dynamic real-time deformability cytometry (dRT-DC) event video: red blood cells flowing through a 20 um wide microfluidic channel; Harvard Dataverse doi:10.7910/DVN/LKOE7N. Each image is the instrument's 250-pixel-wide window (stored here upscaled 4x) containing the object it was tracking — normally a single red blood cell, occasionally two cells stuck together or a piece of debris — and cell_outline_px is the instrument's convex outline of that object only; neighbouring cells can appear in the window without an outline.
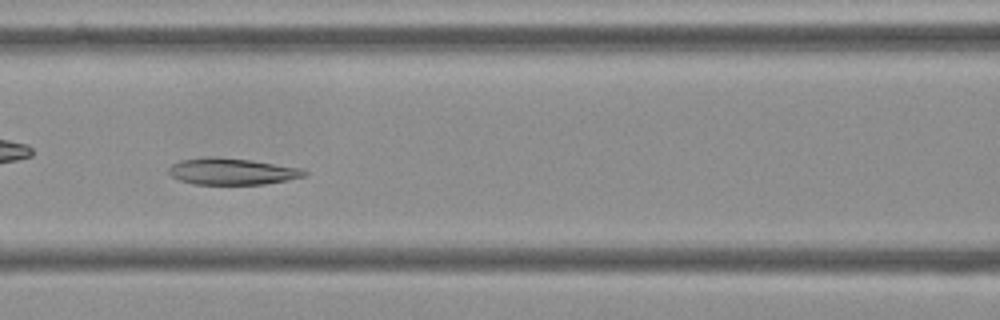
{"species": "Egyptian fruit bat (a non-hibernating species)", "species_latin": "Rousettus aegyptiacus", "temperature_condition": "cold", "stored_images_in_passage": 54, "camera_frame_rate_fps": 3000, "um_per_image_px": 0.085, "frame": {"image": 1, "passage_image": 22, "time_ms": 7.0, "image_size_px": [1000, 320], "cell_outline_px": [[308, 176], [264, 184], [192, 184], [180, 180], [172, 176], [168, 172], [168, 168], [172, 164], [180, 160], [204, 156], [208, 156], [252, 160], [304, 168], [308, 172]], "centroid_in_image_um": [19.74, 14.56], "position_along_channel_um": 146.9, "area_um2": 21.21}}
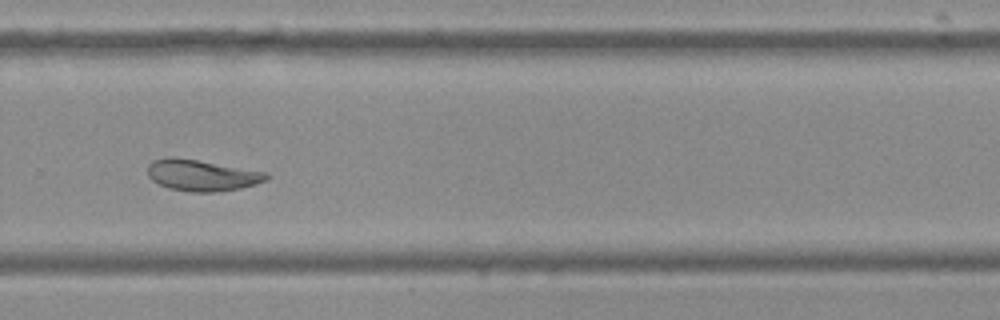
{"frame": {"image": 2, "passage_image": 36, "time_ms": 11.667, "image_size_px": [1000, 320], "cell_outline_px": [[268, 180], [256, 184], [240, 188], [216, 192], [192, 192], [168, 188], [152, 180], [148, 176], [148, 164], [152, 160], [168, 156], [172, 156], [196, 160], [264, 172], [268, 176]], "centroid_in_image_um": [17.1, 14.9], "position_along_channel_um": 312.7, "area_um2": 21.44}}
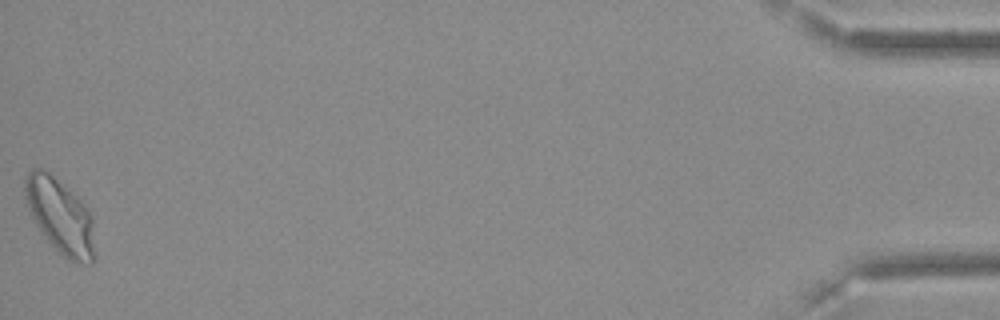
{"frame": {"image": 3, "passage_image": 54, "time_ms": 17.667, "image_size_px": [1000, 320], "cell_outline_px": [[96, 256], [92, 264], [76, 264], [68, 260], [40, 232], [32, 220], [28, 212], [24, 196], [24, 176], [32, 168], [44, 168], [76, 196], [84, 204], [92, 216]], "centroid_in_image_um": [5.1, 18.39], "position_along_channel_um": 430.1, "area_um2": 31.04}, "authors_computed_cell_mechanics": {"area_um2": 22.8599, "velocity_mm_per_s": 3.5654, "shape_relaxation_time_tau1_ms": null, "shape_relaxation_time_tau2_ms": 2.7379, "deformation_change_tau1": null, "deformation_change_tau2": 0.0659}}